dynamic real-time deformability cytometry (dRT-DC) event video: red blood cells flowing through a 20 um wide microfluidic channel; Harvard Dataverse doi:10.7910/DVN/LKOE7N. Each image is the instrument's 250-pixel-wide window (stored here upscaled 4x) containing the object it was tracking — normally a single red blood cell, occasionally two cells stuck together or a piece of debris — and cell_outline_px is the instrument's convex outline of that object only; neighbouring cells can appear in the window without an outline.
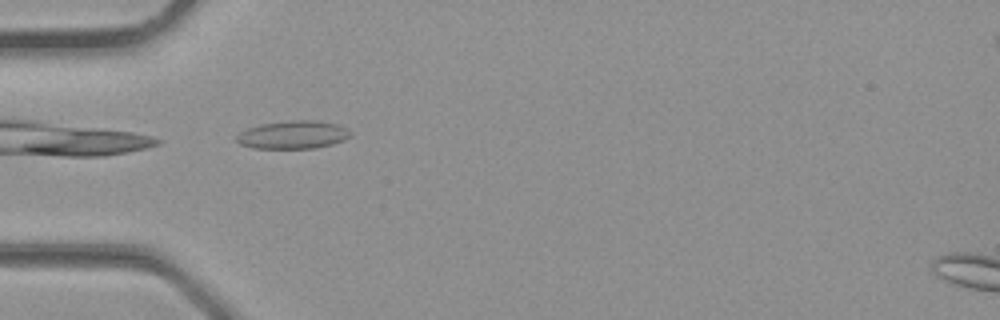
{"species": "common noctule bat (a hibernating species)", "species_latin": "Nyctalus noctula", "temperature_condition": "room temperature", "stored_images_in_passage": 24, "camera_frame_rate_fps": 3000, "um_per_image_px": 0.085, "animal": {"sex": "male", "body_mass_g": 23.1, "forearm_length_mm": 52.7}, "frame": {"image": 1, "passage_image": 2, "time_ms": 0.333, "image_size_px": [1000, 320], "cell_outline_px": [[352, 136], [344, 140], [332, 144], [316, 148], [252, 148], [240, 144], [236, 140], [236, 136], [240, 132], [248, 128], [260, 124], [292, 120], [316, 120], [336, 124], [348, 128], [352, 132]], "centroid_in_image_um": [24.94, 11.45], "position_along_channel_um": 60.1, "area_um2": 18.73}}
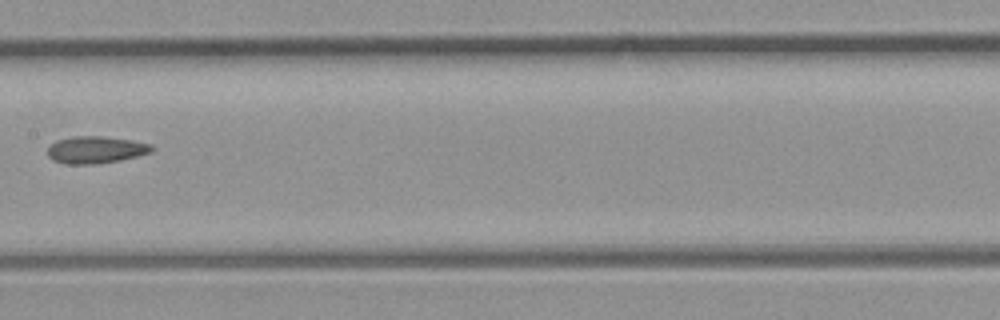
{"frame": {"image": 2, "passage_image": 9, "time_ms": 2.667, "image_size_px": [1000, 320], "cell_outline_px": [[156, 148], [152, 152], [120, 160], [96, 164], [64, 164], [52, 160], [48, 156], [48, 148], [56, 140], [72, 136], [100, 136], [132, 140], [152, 144]], "centroid_in_image_um": [8.15, 12.73], "position_along_channel_um": 199.3, "area_um2": 16.59}}
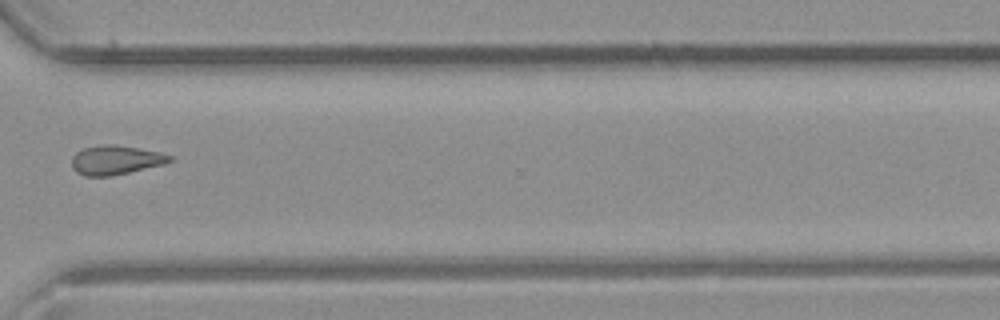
{"frame": {"image": 3, "passage_image": 17, "time_ms": 5.333, "image_size_px": [1000, 320], "cell_outline_px": [[172, 160], [164, 164], [128, 172], [108, 176], [84, 176], [76, 172], [72, 168], [72, 156], [76, 152], [84, 148], [100, 144], [112, 144], [160, 152], [172, 156]], "centroid_in_image_um": [9.79, 13.6], "position_along_channel_um": 360.8, "area_um2": 16.53}}